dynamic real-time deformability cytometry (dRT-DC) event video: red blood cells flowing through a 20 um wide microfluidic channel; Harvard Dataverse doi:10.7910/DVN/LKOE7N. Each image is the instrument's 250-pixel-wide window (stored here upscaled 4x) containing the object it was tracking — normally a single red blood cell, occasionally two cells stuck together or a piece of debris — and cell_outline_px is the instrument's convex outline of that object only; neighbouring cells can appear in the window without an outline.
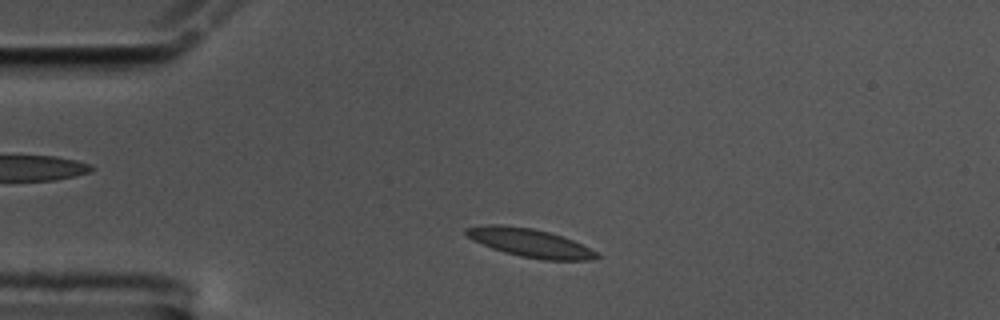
{"species": "common noctule bat (a hibernating species)", "species_latin": "Nyctalus noctula", "temperature_condition": "cold", "stored_images_in_passage": 51, "camera_frame_rate_fps": 3000, "um_per_image_px": 0.085, "animal": {"sex": "male", "body_mass_g": 17.5, "forearm_length_mm": 52.3}, "frame": {"image": 1, "passage_image": 6, "time_ms": 1.667, "image_size_px": [1000, 320], "cell_outline_px": [[600, 256], [592, 260], [544, 260], [520, 256], [504, 252], [492, 248], [472, 240], [464, 232], [464, 228], [488, 224], [496, 224], [532, 228], [548, 232], [572, 240], [596, 252]], "centroid_in_image_um": [45.0, 20.64], "position_along_channel_um": 40.0, "area_um2": 21.33}}
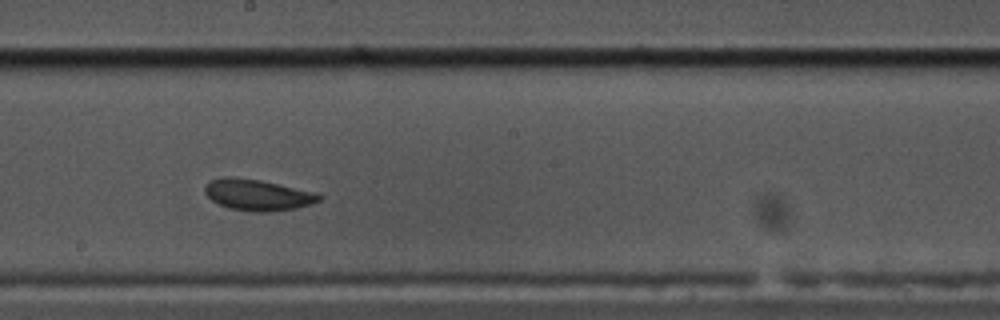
{"frame": {"image": 2, "passage_image": 25, "time_ms": 8.0, "image_size_px": [1000, 320], "cell_outline_px": [[320, 200], [312, 204], [296, 208], [264, 212], [252, 212], [228, 208], [212, 200], [204, 192], [204, 184], [208, 180], [224, 176], [232, 176], [260, 180], [316, 192], [320, 196]], "centroid_in_image_um": [21.85, 16.55], "position_along_channel_um": 226.4, "area_um2": 20.87}}
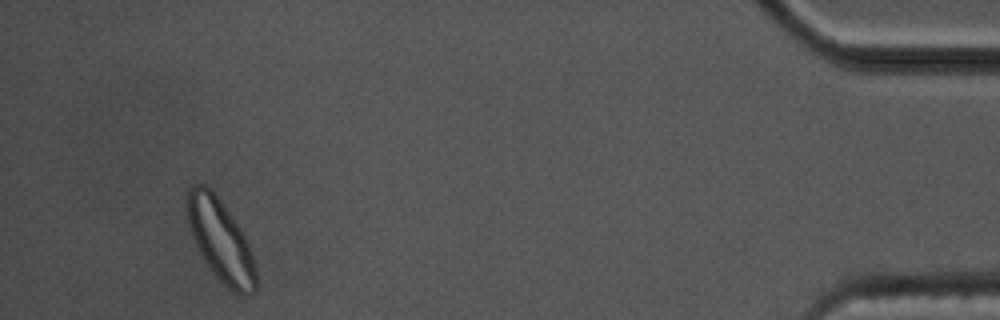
{"frame": {"image": 3, "passage_image": 48, "time_ms": 15.667, "image_size_px": [1000, 320], "cell_outline_px": [[256, 292], [244, 296], [240, 296], [228, 288], [212, 272], [204, 260], [192, 236], [188, 220], [188, 192], [192, 184], [204, 184], [220, 200], [240, 228], [248, 244], [256, 268]], "centroid_in_image_um": [18.77, 20.5], "position_along_channel_um": 416.4, "area_um2": 32.25}, "authors_computed_cell_mechanics": {"area_um2": 20.9814, "velocity_mm_per_s": 3.3941, "shape_relaxation_time_tau1_ms": 3.3275, "shape_relaxation_time_tau2_ms": 2.6682, "deformation_change_tau1": 0.1102, "deformation_change_tau2": 0.0744}}